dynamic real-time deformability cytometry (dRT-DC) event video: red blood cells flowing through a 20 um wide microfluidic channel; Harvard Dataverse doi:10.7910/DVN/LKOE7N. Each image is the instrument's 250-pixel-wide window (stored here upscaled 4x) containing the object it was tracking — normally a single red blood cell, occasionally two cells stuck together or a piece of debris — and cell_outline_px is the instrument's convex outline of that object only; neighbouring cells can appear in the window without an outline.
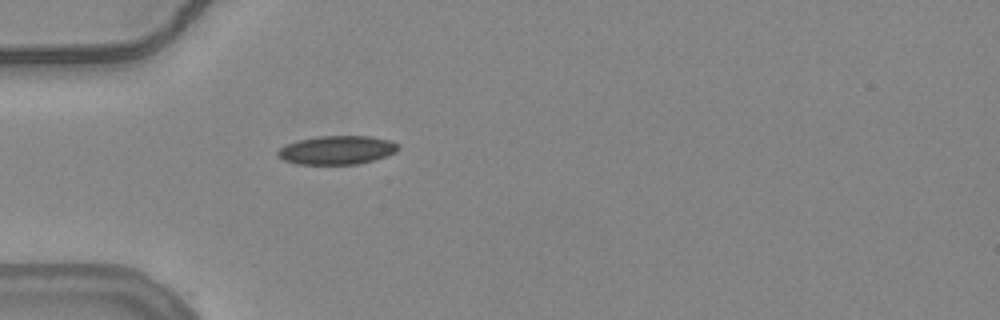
{"species": "common noctule bat (a hibernating species)", "species_latin": "Nyctalus noctula", "temperature_condition": "warm", "stored_images_in_passage": 39, "camera_frame_rate_fps": 3000, "um_per_image_px": 0.085, "animal": {"sex": "female", "body_mass_g": 24.6, "forearm_length_mm": 56.2}, "frame": {"image": 1, "passage_image": 1, "time_ms": 0.0, "image_size_px": [1000, 320], "cell_outline_px": [[400, 148], [396, 152], [372, 160], [356, 164], [296, 164], [284, 160], [276, 152], [280, 148], [288, 144], [300, 140], [320, 136], [368, 136], [388, 140], [396, 144]], "centroid_in_image_um": [28.63, 12.76], "position_along_channel_um": 56.4, "area_um2": 19.71}}
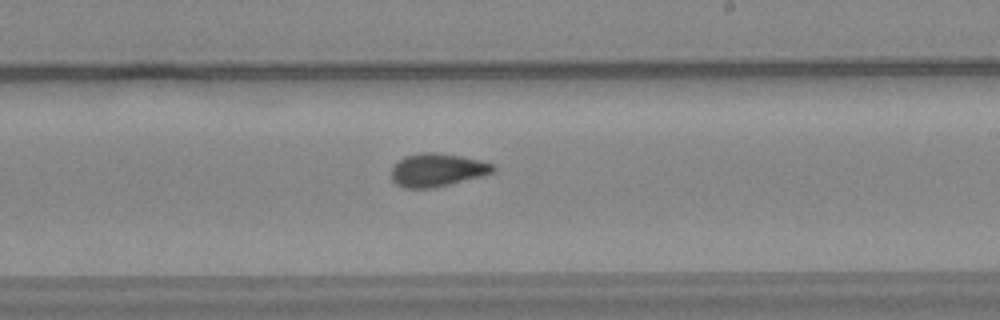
{"frame": {"image": 2, "passage_image": 17, "time_ms": 5.333, "image_size_px": [1000, 320], "cell_outline_px": [[496, 168], [492, 172], [484, 176], [432, 188], [404, 188], [396, 184], [392, 180], [392, 168], [400, 160], [408, 156], [424, 152], [432, 152], [460, 156], [480, 160], [492, 164]], "centroid_in_image_um": [37.18, 14.46], "position_along_channel_um": 251.8, "area_um2": 19.36}}
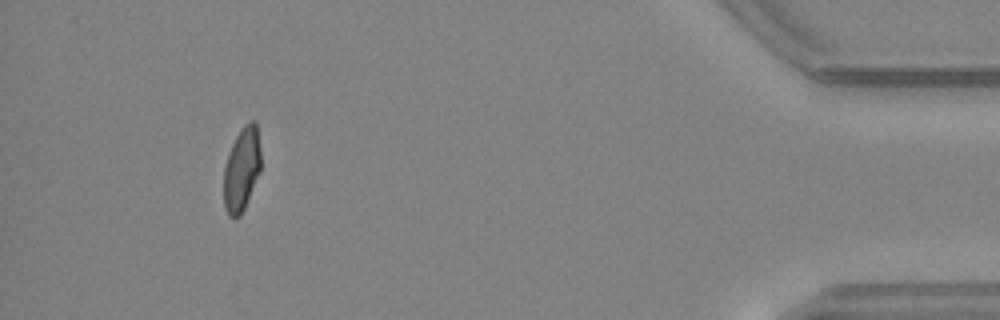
{"frame": {"image": 3, "passage_image": 35, "time_ms": 11.333, "image_size_px": [1000, 320], "cell_outline_px": [[260, 172], [244, 208], [240, 216], [228, 216], [224, 208], [224, 168], [228, 152], [240, 128], [248, 120], [256, 120], [260, 148]], "centroid_in_image_um": [20.54, 14.34], "position_along_channel_um": 414.7, "area_um2": 18.21}, "authors_computed_cell_mechanics": {"area_um2": 19.2474, "velocity_mm_per_s": 3.7944, "shape_relaxation_time_tau1_ms": 9.8183, "shape_relaxation_time_tau2_ms": 1.4424, "deformation_change_tau1": 0.1992, "deformation_change_tau2": 0.0621}}